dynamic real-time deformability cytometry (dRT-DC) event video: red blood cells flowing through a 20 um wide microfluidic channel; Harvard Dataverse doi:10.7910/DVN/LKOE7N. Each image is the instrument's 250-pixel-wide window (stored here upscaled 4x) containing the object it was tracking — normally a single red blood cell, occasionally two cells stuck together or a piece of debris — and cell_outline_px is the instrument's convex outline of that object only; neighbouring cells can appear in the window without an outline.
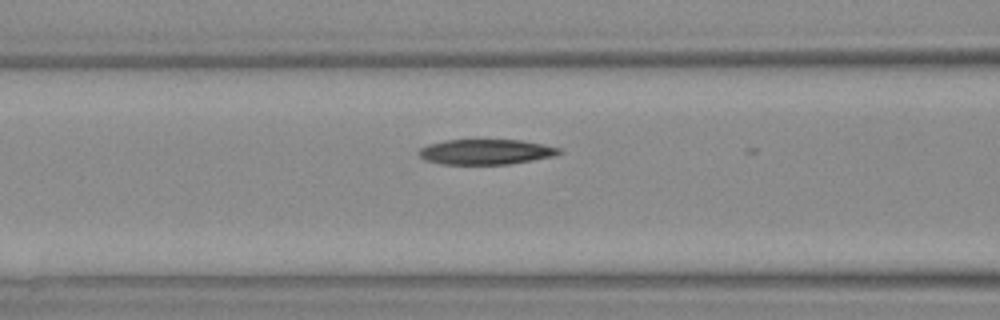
{"species": "Egyptian fruit bat (a non-hibernating species)", "species_latin": "Rousettus aegyptiacus", "temperature_condition": "warm", "stored_images_in_passage": 4, "camera_frame_rate_fps": 3000, "um_per_image_px": 0.085, "animal": {"sex": "female"}, "frame": {"image": 1, "passage_image": 4, "time_ms": 4.333, "image_size_px": [1000, 320], "cell_outline_px": [[560, 152], [552, 156], [532, 160], [508, 164], [440, 164], [424, 160], [420, 156], [420, 148], [428, 144], [444, 140], [520, 140], [560, 148]], "centroid_in_image_um": [41.23, 12.91], "position_along_channel_um": 125.4, "area_um2": 20.35}}